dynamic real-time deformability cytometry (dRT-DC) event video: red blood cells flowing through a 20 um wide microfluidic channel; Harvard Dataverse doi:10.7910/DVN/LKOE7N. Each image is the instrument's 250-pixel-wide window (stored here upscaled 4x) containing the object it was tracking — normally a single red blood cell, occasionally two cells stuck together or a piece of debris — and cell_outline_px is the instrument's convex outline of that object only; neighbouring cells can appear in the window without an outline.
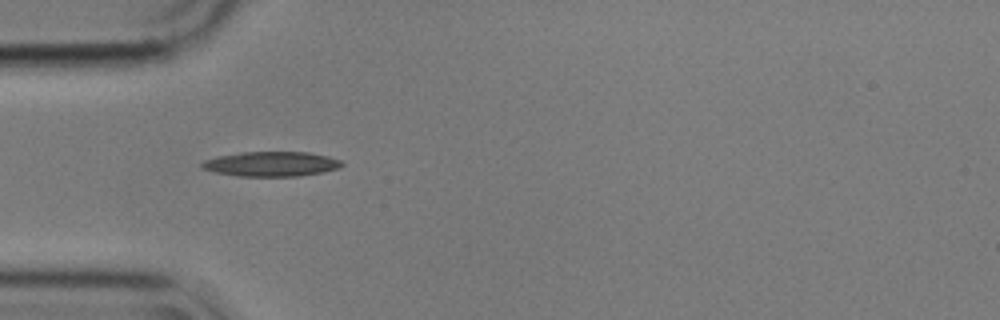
{"species": "common noctule bat (a hibernating species)", "species_latin": "Nyctalus noctula", "temperature_condition": "cold", "stored_images_in_passage": 40, "camera_frame_rate_fps": 3000, "um_per_image_px": 0.085, "animal": {"sex": "male", "body_mass_g": 17.9}, "frame": {"image": 1, "passage_image": 1, "time_ms": 0.0, "image_size_px": [1000, 320], "cell_outline_px": [[344, 164], [340, 168], [324, 172], [300, 176], [236, 176], [216, 172], [200, 168], [200, 164], [204, 160], [216, 156], [244, 152], [308, 152], [328, 156], [340, 160]], "centroid_in_image_um": [23.06, 13.94], "position_along_channel_um": 61.9, "area_um2": 20.35}}
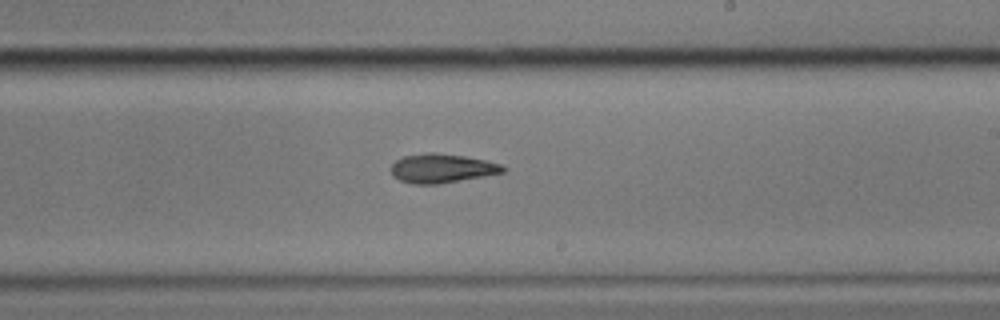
{"frame": {"image": 2, "passage_image": 17, "time_ms": 5.333, "image_size_px": [1000, 320], "cell_outline_px": [[508, 168], [504, 172], [484, 176], [440, 184], [412, 184], [400, 180], [392, 176], [392, 164], [396, 160], [404, 156], [424, 152], [432, 152], [464, 156], [484, 160], [500, 164]], "centroid_in_image_um": [37.55, 14.31], "position_along_channel_um": 251.5, "area_um2": 18.96}}
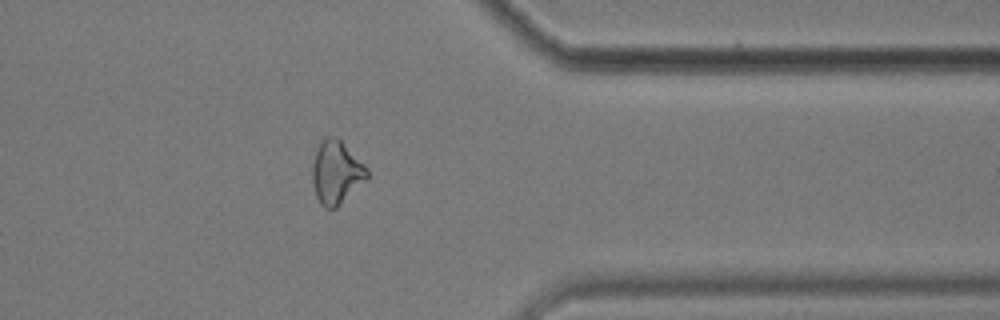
{"frame": {"image": 3, "passage_image": 29, "time_ms": 9.333, "image_size_px": [1000, 320], "cell_outline_px": [[368, 180], [336, 208], [324, 208], [320, 204], [316, 196], [312, 184], [312, 164], [316, 148], [320, 140], [324, 136], [336, 136], [368, 168]], "centroid_in_image_um": [28.57, 14.65], "position_along_channel_um": 382.8, "area_um2": 20.52}, "authors_computed_cell_mechanics": {"area_um2": 19.4497, "velocity_mm_per_s": 3.573, "shape_relaxation_time_tau1_ms": 3.5961, "shape_relaxation_time_tau2_ms": null, "deformation_change_tau1": 0.1321, "deformation_change_tau2": null}}